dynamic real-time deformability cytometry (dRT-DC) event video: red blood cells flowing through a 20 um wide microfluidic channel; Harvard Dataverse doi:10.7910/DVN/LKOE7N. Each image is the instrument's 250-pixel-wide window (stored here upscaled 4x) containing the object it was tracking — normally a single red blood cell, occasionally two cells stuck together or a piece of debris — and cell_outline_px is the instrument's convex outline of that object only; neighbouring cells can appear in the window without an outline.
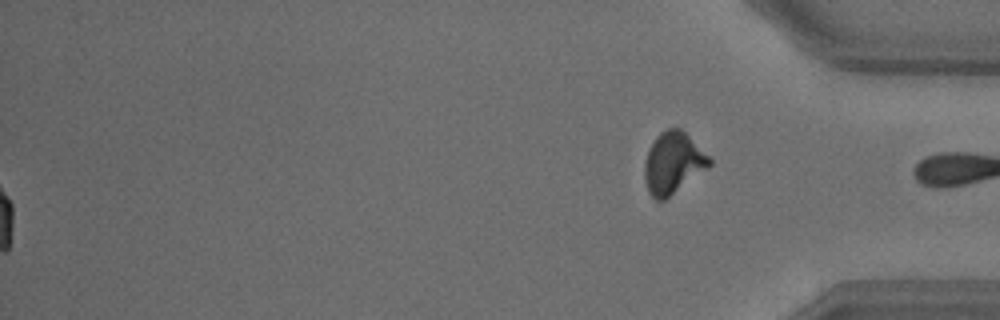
{"species": "common noctule bat (a hibernating species)", "species_latin": "Nyctalus noctula", "temperature_condition": "warm", "stored_images_in_passage": 49, "segment_of_instrument_passage": [2, 2], "camera_frame_rate_fps": 3000, "um_per_image_px": 0.085, "animal": {"sex": "male", "body_mass_g": 18.8}, "frame": {"image": 1, "passage_image": 49, "time_ms": 16.0, "image_size_px": [1000, 320], "cell_outline_px": [[712, 164], [664, 200], [656, 200], [648, 192], [644, 180], [644, 164], [648, 148], [656, 136], [660, 132], [668, 128], [680, 128], [712, 160]], "centroid_in_image_um": [57.16, 13.85], "position_along_channel_um": 378.0, "area_um2": 22.89}}